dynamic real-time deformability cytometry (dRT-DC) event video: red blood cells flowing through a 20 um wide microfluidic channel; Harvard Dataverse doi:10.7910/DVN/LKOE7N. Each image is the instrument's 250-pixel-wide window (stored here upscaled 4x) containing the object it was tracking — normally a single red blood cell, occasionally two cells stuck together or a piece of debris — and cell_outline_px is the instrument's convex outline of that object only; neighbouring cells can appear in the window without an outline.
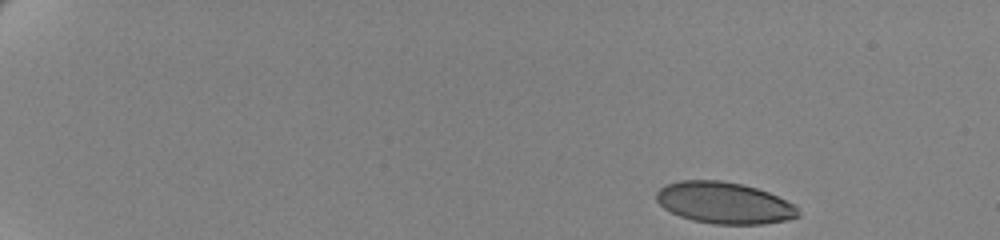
{"species": "human", "species_latin": "Homo sapiens", "temperature_condition": "cold", "stored_images_in_passage": 53, "camera_frame_rate_fps": 3000, "um_per_image_px": 0.085, "donor": {"sex": "female"}, "frame": {"image": 1, "passage_image": 1, "time_ms": 0.0, "image_size_px": [1000, 240], "cell_outline_px": [[800, 216], [788, 220], [764, 224], [716, 224], [692, 220], [680, 216], [664, 208], [656, 200], [656, 192], [660, 188], [668, 184], [680, 180], [720, 180], [740, 184], [756, 188], [768, 192], [796, 204]], "centroid_in_image_um": [61.58, 17.25], "position_along_channel_um": 23.4, "area_um2": 34.33}}
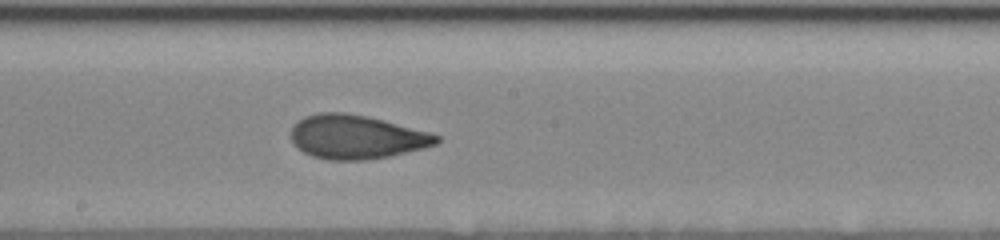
{"frame": {"image": 2, "passage_image": 30, "time_ms": 9.667, "image_size_px": [1000, 240], "cell_outline_px": [[440, 140], [436, 144], [424, 148], [388, 156], [364, 160], [328, 160], [312, 156], [296, 148], [292, 140], [292, 128], [304, 116], [320, 112], [344, 112], [368, 116], [428, 132], [440, 136]], "centroid_in_image_um": [30.28, 11.64], "position_along_channel_um": 217.9, "area_um2": 36.99}}
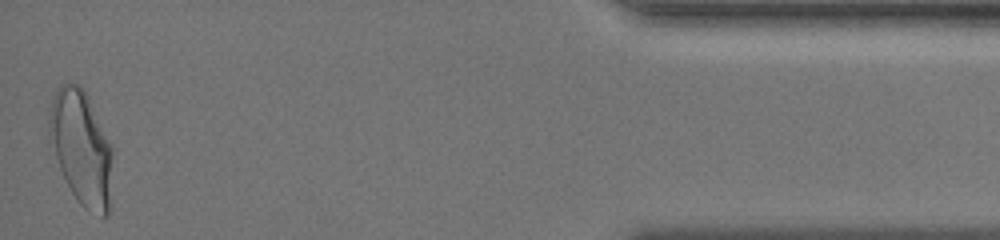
{"frame": {"image": 3, "passage_image": 53, "time_ms": 17.333, "image_size_px": [1000, 240], "cell_outline_px": [[112, 152], [108, 216], [100, 216], [84, 208], [80, 204], [72, 192], [48, 144], [48, 108], [52, 96], [56, 88], [60, 84], [80, 84], [84, 88], [112, 144]], "centroid_in_image_um": [6.87, 12.49], "position_along_channel_um": 428.3, "area_um2": 42.66}, "authors_computed_cell_mechanics": {"area_um2": 36.8764, "velocity_mm_per_s": 3.4858, "shape_relaxation_time_tau1_ms": 5.2649, "shape_relaxation_time_tau2_ms": 1.2385, "deformation_change_tau1": 0.1603, "deformation_change_tau2": 0.0773}}